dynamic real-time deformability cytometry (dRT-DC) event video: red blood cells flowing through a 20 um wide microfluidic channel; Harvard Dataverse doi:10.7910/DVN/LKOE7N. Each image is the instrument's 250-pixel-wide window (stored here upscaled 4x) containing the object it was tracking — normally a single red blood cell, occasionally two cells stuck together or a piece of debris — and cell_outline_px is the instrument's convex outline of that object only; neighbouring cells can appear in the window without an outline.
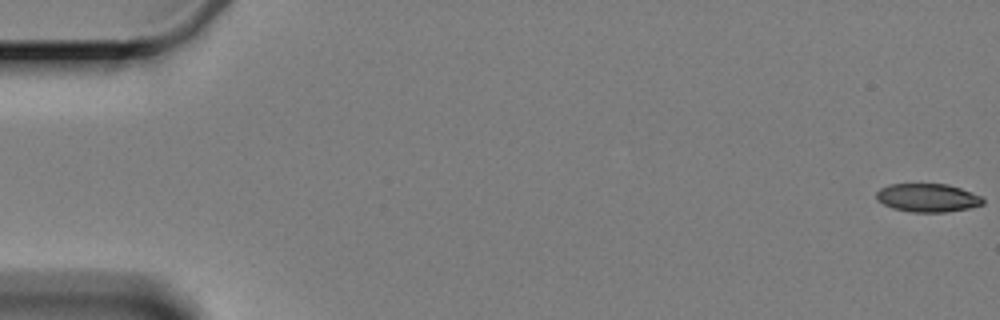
{"species": "Egyptian fruit bat (a non-hibernating species)", "species_latin": "Rousettus aegyptiacus", "temperature_condition": "cold", "stored_images_in_passage": 5, "camera_frame_rate_fps": 3000, "um_per_image_px": 0.085, "animal": {"sex": "female"}, "frame": {"image": 1, "passage_image": 1, "time_ms": 0.0, "image_size_px": [1000, 320], "cell_outline_px": [[984, 204], [968, 208], [944, 212], [912, 212], [892, 208], [876, 200], [876, 192], [880, 188], [892, 184], [948, 184], [960, 188], [980, 196], [984, 200]], "centroid_in_image_um": [78.82, 16.81], "position_along_channel_um": 6.2, "area_um2": 17.51}}